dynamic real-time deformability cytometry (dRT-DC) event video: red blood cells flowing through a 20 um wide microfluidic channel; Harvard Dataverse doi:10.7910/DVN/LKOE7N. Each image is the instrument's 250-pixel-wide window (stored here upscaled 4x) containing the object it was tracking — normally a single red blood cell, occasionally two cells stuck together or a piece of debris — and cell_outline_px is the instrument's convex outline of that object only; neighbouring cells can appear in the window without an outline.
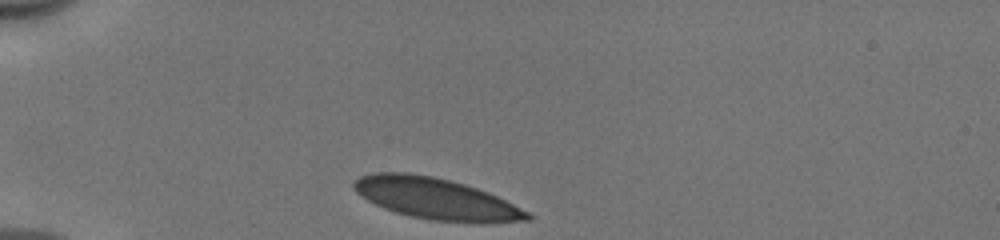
{"species": "human", "species_latin": "Homo sapiens", "temperature_condition": "cold", "stored_images_in_passage": 31, "camera_frame_rate_fps": 3000, "um_per_image_px": 0.085, "donor": {"sex": "male"}, "frame": {"image": 1, "passage_image": 1, "time_ms": 0.0, "image_size_px": [1000, 240], "cell_outline_px": [[532, 220], [484, 224], [432, 220], [412, 216], [396, 212], [384, 208], [360, 196], [352, 188], [352, 184], [360, 176], [372, 172], [408, 172], [432, 176], [464, 184], [488, 192], [528, 212], [532, 216]], "centroid_in_image_um": [37.06, 16.89], "position_along_channel_um": 47.9, "area_um2": 41.79}}
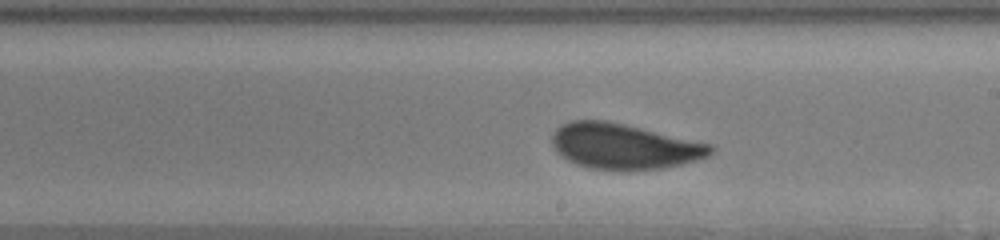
{"frame": {"image": 2, "passage_image": 18, "time_ms": 5.667, "image_size_px": [1000, 240], "cell_outline_px": [[716, 152], [708, 156], [696, 160], [680, 164], [660, 168], [624, 172], [588, 168], [576, 164], [568, 160], [556, 152], [552, 144], [552, 132], [560, 124], [572, 120], [608, 120], [712, 144], [716, 148]], "centroid_in_image_um": [53.03, 12.45], "position_along_channel_um": 236.0, "area_um2": 42.71}}
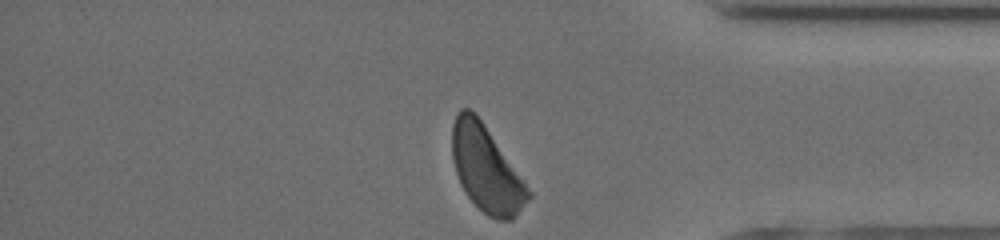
{"frame": {"image": 3, "passage_image": 31, "time_ms": 10.0, "image_size_px": [1000, 240], "cell_outline_px": [[532, 196], [516, 216], [512, 220], [496, 220], [488, 216], [468, 196], [460, 184], [456, 172], [452, 156], [452, 124], [460, 108], [468, 108], [484, 124], [524, 180], [532, 192]], "centroid_in_image_um": [41.35, 14.39], "position_along_channel_um": 393.9, "area_um2": 37.74}, "authors_computed_cell_mechanics": {"area_um2": 41.7894, "velocity_mm_per_s": 3.9331, "shape_relaxation_time_tau1_ms": 2.715, "shape_relaxation_time_tau2_ms": null, "deformation_change_tau1": 0.1038, "deformation_change_tau2": null}}